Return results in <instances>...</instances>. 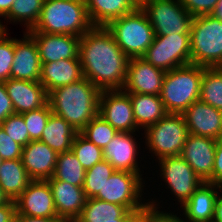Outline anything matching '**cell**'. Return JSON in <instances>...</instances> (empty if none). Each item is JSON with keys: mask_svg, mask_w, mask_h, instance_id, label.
<instances>
[{"mask_svg": "<svg viewBox=\"0 0 222 222\" xmlns=\"http://www.w3.org/2000/svg\"><path fill=\"white\" fill-rule=\"evenodd\" d=\"M85 4L92 25L104 27L138 7L132 0H85Z\"/></svg>", "mask_w": 222, "mask_h": 222, "instance_id": "cell-25", "label": "cell"}, {"mask_svg": "<svg viewBox=\"0 0 222 222\" xmlns=\"http://www.w3.org/2000/svg\"><path fill=\"white\" fill-rule=\"evenodd\" d=\"M22 40L14 39V58L10 78L39 81L42 63L37 45L27 32Z\"/></svg>", "mask_w": 222, "mask_h": 222, "instance_id": "cell-20", "label": "cell"}, {"mask_svg": "<svg viewBox=\"0 0 222 222\" xmlns=\"http://www.w3.org/2000/svg\"><path fill=\"white\" fill-rule=\"evenodd\" d=\"M29 177L22 159L3 160L0 166V186L9 200L15 201L28 187Z\"/></svg>", "mask_w": 222, "mask_h": 222, "instance_id": "cell-28", "label": "cell"}, {"mask_svg": "<svg viewBox=\"0 0 222 222\" xmlns=\"http://www.w3.org/2000/svg\"><path fill=\"white\" fill-rule=\"evenodd\" d=\"M86 170L72 151L59 153L53 178L83 187Z\"/></svg>", "mask_w": 222, "mask_h": 222, "instance_id": "cell-30", "label": "cell"}, {"mask_svg": "<svg viewBox=\"0 0 222 222\" xmlns=\"http://www.w3.org/2000/svg\"><path fill=\"white\" fill-rule=\"evenodd\" d=\"M78 132L62 117L50 114L40 141L59 153L71 151L72 143Z\"/></svg>", "mask_w": 222, "mask_h": 222, "instance_id": "cell-27", "label": "cell"}, {"mask_svg": "<svg viewBox=\"0 0 222 222\" xmlns=\"http://www.w3.org/2000/svg\"><path fill=\"white\" fill-rule=\"evenodd\" d=\"M84 78L80 59H61L42 63L39 82L47 93Z\"/></svg>", "mask_w": 222, "mask_h": 222, "instance_id": "cell-23", "label": "cell"}, {"mask_svg": "<svg viewBox=\"0 0 222 222\" xmlns=\"http://www.w3.org/2000/svg\"><path fill=\"white\" fill-rule=\"evenodd\" d=\"M217 140L188 134L180 156L203 182L213 184V168Z\"/></svg>", "mask_w": 222, "mask_h": 222, "instance_id": "cell-14", "label": "cell"}, {"mask_svg": "<svg viewBox=\"0 0 222 222\" xmlns=\"http://www.w3.org/2000/svg\"><path fill=\"white\" fill-rule=\"evenodd\" d=\"M219 185L203 182L191 197L182 205L189 222H212ZM215 190V191H214Z\"/></svg>", "mask_w": 222, "mask_h": 222, "instance_id": "cell-24", "label": "cell"}, {"mask_svg": "<svg viewBox=\"0 0 222 222\" xmlns=\"http://www.w3.org/2000/svg\"><path fill=\"white\" fill-rule=\"evenodd\" d=\"M200 100L222 111V67H204Z\"/></svg>", "mask_w": 222, "mask_h": 222, "instance_id": "cell-31", "label": "cell"}, {"mask_svg": "<svg viewBox=\"0 0 222 222\" xmlns=\"http://www.w3.org/2000/svg\"><path fill=\"white\" fill-rule=\"evenodd\" d=\"M203 72V66L190 63L165 73L159 96L168 113L182 114L200 99Z\"/></svg>", "mask_w": 222, "mask_h": 222, "instance_id": "cell-4", "label": "cell"}, {"mask_svg": "<svg viewBox=\"0 0 222 222\" xmlns=\"http://www.w3.org/2000/svg\"><path fill=\"white\" fill-rule=\"evenodd\" d=\"M4 84L16 114L39 109L48 103V93L39 81L9 78Z\"/></svg>", "mask_w": 222, "mask_h": 222, "instance_id": "cell-19", "label": "cell"}, {"mask_svg": "<svg viewBox=\"0 0 222 222\" xmlns=\"http://www.w3.org/2000/svg\"><path fill=\"white\" fill-rule=\"evenodd\" d=\"M128 95L131 99L136 126L140 129H146L168 114L159 95L138 93H128Z\"/></svg>", "mask_w": 222, "mask_h": 222, "instance_id": "cell-26", "label": "cell"}, {"mask_svg": "<svg viewBox=\"0 0 222 222\" xmlns=\"http://www.w3.org/2000/svg\"><path fill=\"white\" fill-rule=\"evenodd\" d=\"M2 161H3V159H2L1 156H0V166H1V164H2Z\"/></svg>", "mask_w": 222, "mask_h": 222, "instance_id": "cell-53", "label": "cell"}, {"mask_svg": "<svg viewBox=\"0 0 222 222\" xmlns=\"http://www.w3.org/2000/svg\"><path fill=\"white\" fill-rule=\"evenodd\" d=\"M212 15L222 20V0H219Z\"/></svg>", "mask_w": 222, "mask_h": 222, "instance_id": "cell-49", "label": "cell"}, {"mask_svg": "<svg viewBox=\"0 0 222 222\" xmlns=\"http://www.w3.org/2000/svg\"><path fill=\"white\" fill-rule=\"evenodd\" d=\"M159 163L160 176L182 206L203 181L180 155L161 158Z\"/></svg>", "mask_w": 222, "mask_h": 222, "instance_id": "cell-11", "label": "cell"}, {"mask_svg": "<svg viewBox=\"0 0 222 222\" xmlns=\"http://www.w3.org/2000/svg\"><path fill=\"white\" fill-rule=\"evenodd\" d=\"M213 184L222 187V137L217 140L213 168Z\"/></svg>", "mask_w": 222, "mask_h": 222, "instance_id": "cell-43", "label": "cell"}, {"mask_svg": "<svg viewBox=\"0 0 222 222\" xmlns=\"http://www.w3.org/2000/svg\"><path fill=\"white\" fill-rule=\"evenodd\" d=\"M116 170L108 161L96 163L92 168L86 170L83 190L87 198H94L108 178Z\"/></svg>", "mask_w": 222, "mask_h": 222, "instance_id": "cell-34", "label": "cell"}, {"mask_svg": "<svg viewBox=\"0 0 222 222\" xmlns=\"http://www.w3.org/2000/svg\"><path fill=\"white\" fill-rule=\"evenodd\" d=\"M7 30H0V82L10 78L14 58V38H9Z\"/></svg>", "mask_w": 222, "mask_h": 222, "instance_id": "cell-38", "label": "cell"}, {"mask_svg": "<svg viewBox=\"0 0 222 222\" xmlns=\"http://www.w3.org/2000/svg\"><path fill=\"white\" fill-rule=\"evenodd\" d=\"M165 73L142 57L129 58L123 90L127 93L160 95Z\"/></svg>", "mask_w": 222, "mask_h": 222, "instance_id": "cell-13", "label": "cell"}, {"mask_svg": "<svg viewBox=\"0 0 222 222\" xmlns=\"http://www.w3.org/2000/svg\"><path fill=\"white\" fill-rule=\"evenodd\" d=\"M186 11L193 17L211 15L219 0H179Z\"/></svg>", "mask_w": 222, "mask_h": 222, "instance_id": "cell-40", "label": "cell"}, {"mask_svg": "<svg viewBox=\"0 0 222 222\" xmlns=\"http://www.w3.org/2000/svg\"><path fill=\"white\" fill-rule=\"evenodd\" d=\"M106 28L129 58L142 57L155 38L148 16L140 6L132 13L112 20Z\"/></svg>", "mask_w": 222, "mask_h": 222, "instance_id": "cell-6", "label": "cell"}, {"mask_svg": "<svg viewBox=\"0 0 222 222\" xmlns=\"http://www.w3.org/2000/svg\"><path fill=\"white\" fill-rule=\"evenodd\" d=\"M71 151L85 170L104 160L103 149L90 142L80 132L74 137Z\"/></svg>", "mask_w": 222, "mask_h": 222, "instance_id": "cell-33", "label": "cell"}, {"mask_svg": "<svg viewBox=\"0 0 222 222\" xmlns=\"http://www.w3.org/2000/svg\"><path fill=\"white\" fill-rule=\"evenodd\" d=\"M190 34L155 36L142 56L147 62L165 72L191 63Z\"/></svg>", "mask_w": 222, "mask_h": 222, "instance_id": "cell-10", "label": "cell"}, {"mask_svg": "<svg viewBox=\"0 0 222 222\" xmlns=\"http://www.w3.org/2000/svg\"><path fill=\"white\" fill-rule=\"evenodd\" d=\"M80 133L97 147L104 149L118 131L102 117L97 115L80 131Z\"/></svg>", "mask_w": 222, "mask_h": 222, "instance_id": "cell-35", "label": "cell"}, {"mask_svg": "<svg viewBox=\"0 0 222 222\" xmlns=\"http://www.w3.org/2000/svg\"><path fill=\"white\" fill-rule=\"evenodd\" d=\"M45 0H14L9 12L4 16L7 20L26 22V30H32L39 20Z\"/></svg>", "mask_w": 222, "mask_h": 222, "instance_id": "cell-32", "label": "cell"}, {"mask_svg": "<svg viewBox=\"0 0 222 222\" xmlns=\"http://www.w3.org/2000/svg\"><path fill=\"white\" fill-rule=\"evenodd\" d=\"M14 0H0V17H4L13 5ZM1 21V20H0ZM0 22V30H6Z\"/></svg>", "mask_w": 222, "mask_h": 222, "instance_id": "cell-46", "label": "cell"}, {"mask_svg": "<svg viewBox=\"0 0 222 222\" xmlns=\"http://www.w3.org/2000/svg\"><path fill=\"white\" fill-rule=\"evenodd\" d=\"M136 215L119 204L87 198L82 214L74 221H115L117 218H134Z\"/></svg>", "mask_w": 222, "mask_h": 222, "instance_id": "cell-29", "label": "cell"}, {"mask_svg": "<svg viewBox=\"0 0 222 222\" xmlns=\"http://www.w3.org/2000/svg\"><path fill=\"white\" fill-rule=\"evenodd\" d=\"M27 33L37 45L41 63L57 62L61 59H79L81 37L70 34Z\"/></svg>", "mask_w": 222, "mask_h": 222, "instance_id": "cell-16", "label": "cell"}, {"mask_svg": "<svg viewBox=\"0 0 222 222\" xmlns=\"http://www.w3.org/2000/svg\"><path fill=\"white\" fill-rule=\"evenodd\" d=\"M47 181L52 190L57 216L64 222H73L79 218L87 201L83 187L53 177Z\"/></svg>", "mask_w": 222, "mask_h": 222, "instance_id": "cell-18", "label": "cell"}, {"mask_svg": "<svg viewBox=\"0 0 222 222\" xmlns=\"http://www.w3.org/2000/svg\"><path fill=\"white\" fill-rule=\"evenodd\" d=\"M13 114L15 112L12 101L7 94L4 82H0V124Z\"/></svg>", "mask_w": 222, "mask_h": 222, "instance_id": "cell-42", "label": "cell"}, {"mask_svg": "<svg viewBox=\"0 0 222 222\" xmlns=\"http://www.w3.org/2000/svg\"><path fill=\"white\" fill-rule=\"evenodd\" d=\"M18 214L32 217H58L47 180H32L15 200Z\"/></svg>", "mask_w": 222, "mask_h": 222, "instance_id": "cell-15", "label": "cell"}, {"mask_svg": "<svg viewBox=\"0 0 222 222\" xmlns=\"http://www.w3.org/2000/svg\"><path fill=\"white\" fill-rule=\"evenodd\" d=\"M135 2L138 6H141L146 0H132Z\"/></svg>", "mask_w": 222, "mask_h": 222, "instance_id": "cell-52", "label": "cell"}, {"mask_svg": "<svg viewBox=\"0 0 222 222\" xmlns=\"http://www.w3.org/2000/svg\"><path fill=\"white\" fill-rule=\"evenodd\" d=\"M98 115L118 132L138 130L131 99L123 89L101 90Z\"/></svg>", "mask_w": 222, "mask_h": 222, "instance_id": "cell-12", "label": "cell"}, {"mask_svg": "<svg viewBox=\"0 0 222 222\" xmlns=\"http://www.w3.org/2000/svg\"><path fill=\"white\" fill-rule=\"evenodd\" d=\"M146 146L159 159L181 154L189 134L182 114L168 113L145 129Z\"/></svg>", "mask_w": 222, "mask_h": 222, "instance_id": "cell-7", "label": "cell"}, {"mask_svg": "<svg viewBox=\"0 0 222 222\" xmlns=\"http://www.w3.org/2000/svg\"><path fill=\"white\" fill-rule=\"evenodd\" d=\"M155 202L149 201L146 205V222H188L180 219L176 215L171 213L160 212L157 209L159 207L155 206Z\"/></svg>", "mask_w": 222, "mask_h": 222, "instance_id": "cell-41", "label": "cell"}, {"mask_svg": "<svg viewBox=\"0 0 222 222\" xmlns=\"http://www.w3.org/2000/svg\"><path fill=\"white\" fill-rule=\"evenodd\" d=\"M133 134L134 132H118L103 149L104 160L116 171L141 173L136 158L138 147Z\"/></svg>", "mask_w": 222, "mask_h": 222, "instance_id": "cell-22", "label": "cell"}, {"mask_svg": "<svg viewBox=\"0 0 222 222\" xmlns=\"http://www.w3.org/2000/svg\"><path fill=\"white\" fill-rule=\"evenodd\" d=\"M213 222H222V195L219 194L215 203Z\"/></svg>", "mask_w": 222, "mask_h": 222, "instance_id": "cell-47", "label": "cell"}, {"mask_svg": "<svg viewBox=\"0 0 222 222\" xmlns=\"http://www.w3.org/2000/svg\"><path fill=\"white\" fill-rule=\"evenodd\" d=\"M83 75L100 90L123 89L129 57L104 26H93L80 39Z\"/></svg>", "mask_w": 222, "mask_h": 222, "instance_id": "cell-1", "label": "cell"}, {"mask_svg": "<svg viewBox=\"0 0 222 222\" xmlns=\"http://www.w3.org/2000/svg\"><path fill=\"white\" fill-rule=\"evenodd\" d=\"M14 222H64V221L59 217H51V218L32 217L27 215H21L16 212Z\"/></svg>", "mask_w": 222, "mask_h": 222, "instance_id": "cell-45", "label": "cell"}, {"mask_svg": "<svg viewBox=\"0 0 222 222\" xmlns=\"http://www.w3.org/2000/svg\"><path fill=\"white\" fill-rule=\"evenodd\" d=\"M140 7L148 16L155 36L190 34L194 17L179 0H146Z\"/></svg>", "mask_w": 222, "mask_h": 222, "instance_id": "cell-8", "label": "cell"}, {"mask_svg": "<svg viewBox=\"0 0 222 222\" xmlns=\"http://www.w3.org/2000/svg\"><path fill=\"white\" fill-rule=\"evenodd\" d=\"M57 158L58 153L40 140L30 141L22 148V163L32 180L52 178Z\"/></svg>", "mask_w": 222, "mask_h": 222, "instance_id": "cell-21", "label": "cell"}, {"mask_svg": "<svg viewBox=\"0 0 222 222\" xmlns=\"http://www.w3.org/2000/svg\"><path fill=\"white\" fill-rule=\"evenodd\" d=\"M191 63L206 68L222 67V20L195 16L190 29Z\"/></svg>", "mask_w": 222, "mask_h": 222, "instance_id": "cell-5", "label": "cell"}, {"mask_svg": "<svg viewBox=\"0 0 222 222\" xmlns=\"http://www.w3.org/2000/svg\"><path fill=\"white\" fill-rule=\"evenodd\" d=\"M188 132L193 135L222 137V111L201 101H194L183 113Z\"/></svg>", "mask_w": 222, "mask_h": 222, "instance_id": "cell-17", "label": "cell"}, {"mask_svg": "<svg viewBox=\"0 0 222 222\" xmlns=\"http://www.w3.org/2000/svg\"><path fill=\"white\" fill-rule=\"evenodd\" d=\"M92 27L85 1L45 0L38 22L26 32L82 37Z\"/></svg>", "mask_w": 222, "mask_h": 222, "instance_id": "cell-3", "label": "cell"}, {"mask_svg": "<svg viewBox=\"0 0 222 222\" xmlns=\"http://www.w3.org/2000/svg\"><path fill=\"white\" fill-rule=\"evenodd\" d=\"M9 198L4 194L2 187L0 186V205L6 204Z\"/></svg>", "mask_w": 222, "mask_h": 222, "instance_id": "cell-51", "label": "cell"}, {"mask_svg": "<svg viewBox=\"0 0 222 222\" xmlns=\"http://www.w3.org/2000/svg\"><path fill=\"white\" fill-rule=\"evenodd\" d=\"M142 180L140 174L115 171L105 181L102 190H99V193L94 198L119 204L138 215L147 205L146 202L143 204L140 200L142 187H144Z\"/></svg>", "mask_w": 222, "mask_h": 222, "instance_id": "cell-9", "label": "cell"}, {"mask_svg": "<svg viewBox=\"0 0 222 222\" xmlns=\"http://www.w3.org/2000/svg\"><path fill=\"white\" fill-rule=\"evenodd\" d=\"M22 146L5 133L0 126V156L3 160L21 159Z\"/></svg>", "mask_w": 222, "mask_h": 222, "instance_id": "cell-39", "label": "cell"}, {"mask_svg": "<svg viewBox=\"0 0 222 222\" xmlns=\"http://www.w3.org/2000/svg\"><path fill=\"white\" fill-rule=\"evenodd\" d=\"M51 113L52 111L48 103L39 109L21 113L31 141L41 139L42 132L47 125Z\"/></svg>", "mask_w": 222, "mask_h": 222, "instance_id": "cell-36", "label": "cell"}, {"mask_svg": "<svg viewBox=\"0 0 222 222\" xmlns=\"http://www.w3.org/2000/svg\"><path fill=\"white\" fill-rule=\"evenodd\" d=\"M101 90L89 79L56 88L48 93V104L52 113L64 118L80 132L98 115Z\"/></svg>", "mask_w": 222, "mask_h": 222, "instance_id": "cell-2", "label": "cell"}, {"mask_svg": "<svg viewBox=\"0 0 222 222\" xmlns=\"http://www.w3.org/2000/svg\"><path fill=\"white\" fill-rule=\"evenodd\" d=\"M0 126L5 133L22 147L26 146L31 140L25 125L24 118L21 114H13L8 116Z\"/></svg>", "mask_w": 222, "mask_h": 222, "instance_id": "cell-37", "label": "cell"}, {"mask_svg": "<svg viewBox=\"0 0 222 222\" xmlns=\"http://www.w3.org/2000/svg\"><path fill=\"white\" fill-rule=\"evenodd\" d=\"M130 222H146V206L145 208L136 215Z\"/></svg>", "mask_w": 222, "mask_h": 222, "instance_id": "cell-48", "label": "cell"}, {"mask_svg": "<svg viewBox=\"0 0 222 222\" xmlns=\"http://www.w3.org/2000/svg\"><path fill=\"white\" fill-rule=\"evenodd\" d=\"M133 218H117L115 221H73V222H130Z\"/></svg>", "mask_w": 222, "mask_h": 222, "instance_id": "cell-50", "label": "cell"}, {"mask_svg": "<svg viewBox=\"0 0 222 222\" xmlns=\"http://www.w3.org/2000/svg\"><path fill=\"white\" fill-rule=\"evenodd\" d=\"M16 212V203L13 200L0 205V222H14Z\"/></svg>", "mask_w": 222, "mask_h": 222, "instance_id": "cell-44", "label": "cell"}]
</instances>
